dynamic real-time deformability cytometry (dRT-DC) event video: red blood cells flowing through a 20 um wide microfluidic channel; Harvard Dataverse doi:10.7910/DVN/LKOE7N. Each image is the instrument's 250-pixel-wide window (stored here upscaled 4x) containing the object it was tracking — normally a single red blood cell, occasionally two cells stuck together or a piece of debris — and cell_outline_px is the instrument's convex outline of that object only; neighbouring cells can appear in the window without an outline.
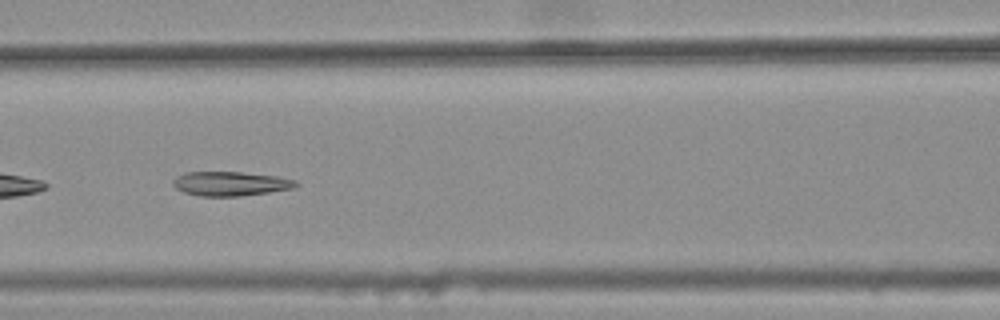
{"species": "common noctule bat (a hibernating species)", "species_latin": "Nyctalus noctula", "temperature_condition": "warm", "stored_images_in_passage": 9, "camera_frame_rate_fps": 3000, "um_per_image_px": 0.085, "animal": {"sex": "female", "body_mass_g": 25.1}, "frame": {"image": 1, "passage_image": 7, "time_ms": 2.0, "image_size_px": [1000, 320], "cell_outline_px": [[300, 184], [292, 188], [268, 192], [240, 196], [200, 196], [184, 192], [176, 188], [172, 184], [172, 180], [176, 176], [184, 172], [240, 172], [276, 176], [296, 180]], "centroid_in_image_um": [19.56, 15.61], "position_along_channel_um": 147.0, "area_um2": 17.34}}
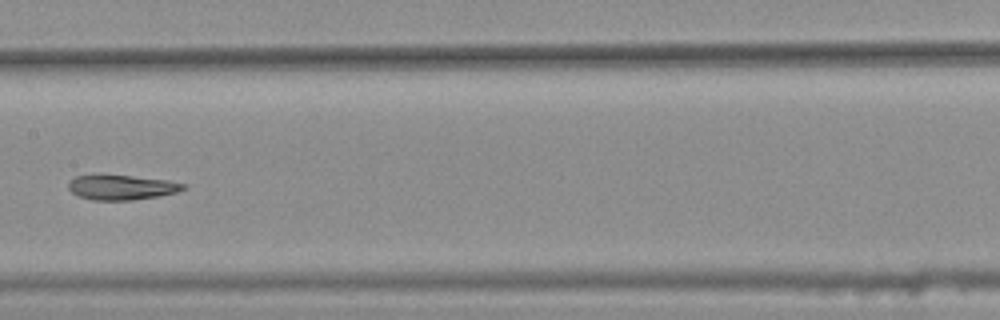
{"frame": {"image": 2, "passage_image": 8, "time_ms": 2.333, "image_size_px": [1000, 320], "cell_outline_px": [[188, 184], [184, 188], [176, 192], [160, 196], [132, 200], [92, 200], [80, 196], [72, 192], [68, 188], [68, 184], [76, 176], [132, 176], [168, 180]], "centroid_in_image_um": [10.39, 15.94], "position_along_channel_um": 197.0, "area_um2": 16.3}}
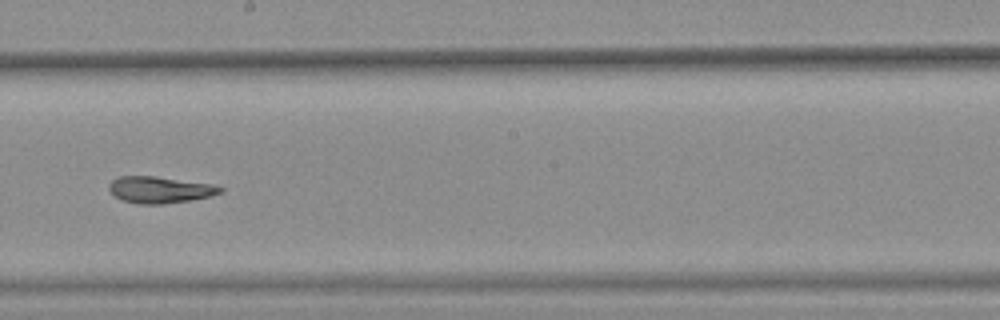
{"frame": {"image": 3, "passage_image": 9, "time_ms": 2.667, "image_size_px": [1000, 320], "cell_outline_px": [[224, 188], [220, 192], [208, 196], [192, 200], [160, 204], [140, 204], [120, 200], [108, 188], [108, 184], [112, 180], [120, 176], [156, 176], [216, 184]], "centroid_in_image_um": [13.59, 16.12], "position_along_channel_um": 234.6, "area_um2": 17.28}}